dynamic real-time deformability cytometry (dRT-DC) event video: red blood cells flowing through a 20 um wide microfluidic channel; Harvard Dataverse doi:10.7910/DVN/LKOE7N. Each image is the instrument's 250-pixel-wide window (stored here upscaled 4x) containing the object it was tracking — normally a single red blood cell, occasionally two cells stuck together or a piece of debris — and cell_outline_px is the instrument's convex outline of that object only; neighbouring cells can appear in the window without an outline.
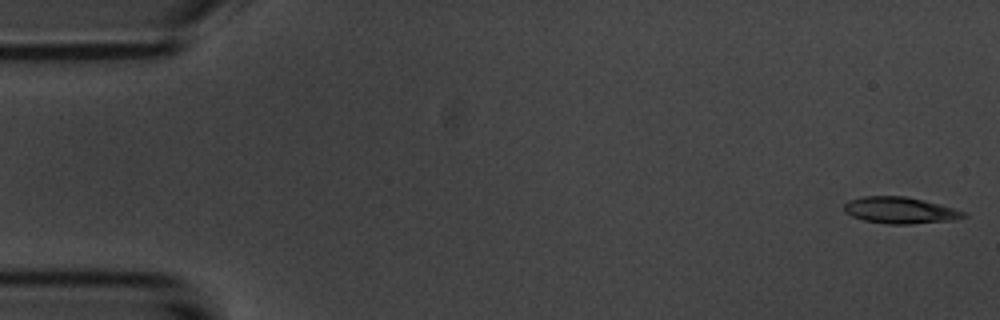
{"species": "common noctule bat (a hibernating species)", "species_latin": "Nyctalus noctula", "temperature_condition": "room temperature", "stored_images_in_passage": 4, "camera_frame_rate_fps": 3000, "um_per_image_px": 0.085, "animal": {"sex": "male", "body_mass_g": 20.1, "forearm_length_mm": 53.5}, "frame": {"image": 1, "passage_image": 1, "time_ms": 0.0, "image_size_px": [1000, 320], "cell_outline_px": [[968, 216], [956, 220], [912, 224], [888, 224], [864, 220], [852, 216], [844, 212], [844, 204], [848, 200], [864, 196], [904, 196], [924, 200], [968, 212]], "centroid_in_image_um": [76.54, 17.88], "position_along_channel_um": 8.5, "area_um2": 18.61}}
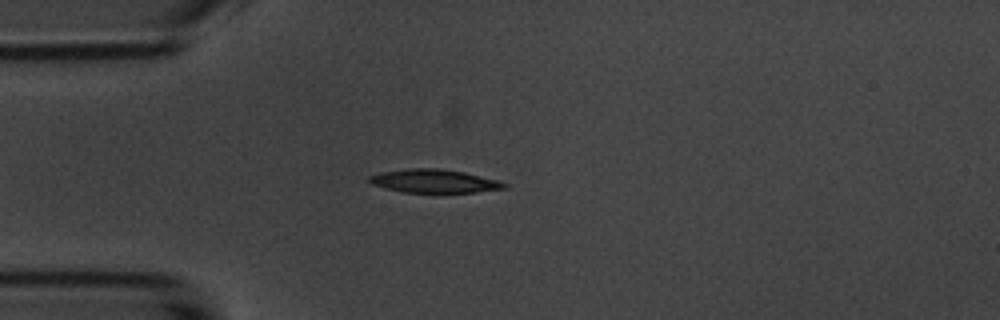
{"frame": {"image": 2, "passage_image": 4, "time_ms": 4.333, "image_size_px": [1000, 320], "cell_outline_px": [[508, 188], [476, 192], [440, 196], [404, 192], [372, 184], [368, 180], [368, 176], [380, 172], [408, 168], [440, 168], [464, 172], [496, 180], [508, 184]], "centroid_in_image_um": [36.93, 15.44], "position_along_channel_um": 48.1, "area_um2": 19.31}}